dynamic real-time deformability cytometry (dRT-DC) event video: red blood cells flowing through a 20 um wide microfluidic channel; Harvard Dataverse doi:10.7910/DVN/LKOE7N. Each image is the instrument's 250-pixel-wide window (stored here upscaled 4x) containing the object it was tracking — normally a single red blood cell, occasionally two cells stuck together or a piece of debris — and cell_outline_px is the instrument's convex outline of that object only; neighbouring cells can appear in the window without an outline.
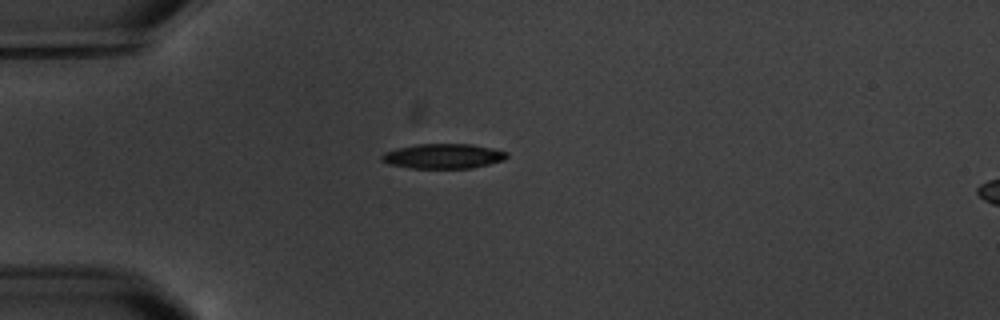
{"species": "common noctule bat (a hibernating species)", "species_latin": "Nyctalus noctula", "temperature_condition": "warm", "stored_images_in_passage": 13, "camera_frame_rate_fps": 3000, "um_per_image_px": 0.085, "animal": {"sex": "male", "body_mass_g": 20.1, "forearm_length_mm": 53.5}, "frame": {"image": 1, "passage_image": 1, "time_ms": 0.0, "image_size_px": [1000, 320], "cell_outline_px": [[508, 156], [504, 160], [472, 168], [408, 168], [388, 164], [380, 160], [380, 156], [384, 152], [396, 148], [416, 144], [472, 144], [492, 148], [508, 152]], "centroid_in_image_um": [37.64, 13.27], "position_along_channel_um": 47.4, "area_um2": 18.26}}
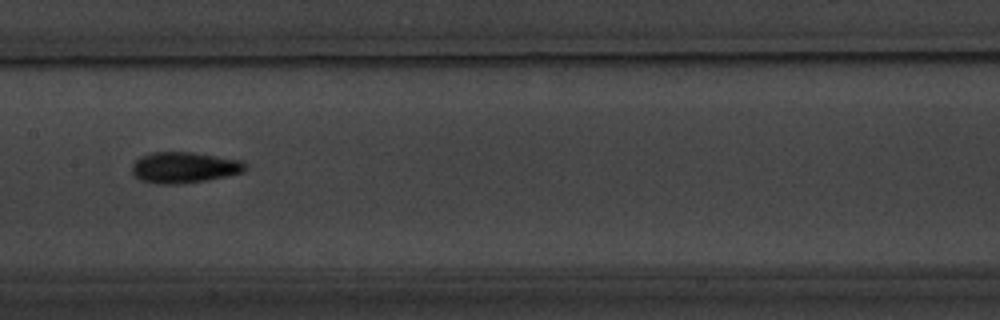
{"frame": {"image": 2, "passage_image": 5, "time_ms": 4.667, "image_size_px": [1000, 320], "cell_outline_px": [[248, 168], [244, 172], [228, 176], [208, 180], [184, 184], [156, 184], [140, 180], [132, 172], [132, 164], [140, 156], [152, 152], [192, 152], [240, 160], [248, 164]], "centroid_in_image_um": [15.68, 14.24], "position_along_channel_um": 191.7, "area_um2": 20.75}}
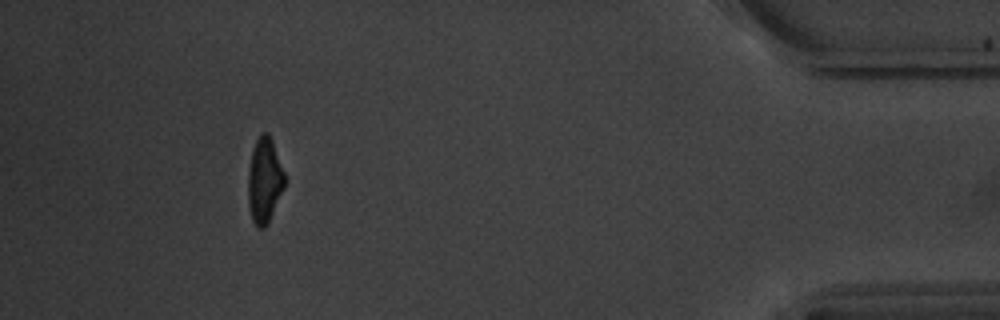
{"frame": {"image": 3, "passage_image": 12, "time_ms": 12.667, "image_size_px": [1000, 320], "cell_outline_px": [[284, 188], [268, 224], [264, 228], [256, 228], [252, 220], [248, 204], [248, 172], [252, 148], [260, 132], [268, 132], [272, 140], [284, 172]], "centroid_in_image_um": [22.46, 15.34], "position_along_channel_um": 412.7, "area_um2": 18.32}, "authors_computed_cell_mechanics": {"area_um2": 19.0162, "velocity_mm_per_s": 3.4661, "shape_relaxation_time_tau1_ms": 3.5645, "shape_relaxation_time_tau2_ms": 4.2293, "deformation_change_tau1": 0.1558, "deformation_change_tau2": 0.1147}}